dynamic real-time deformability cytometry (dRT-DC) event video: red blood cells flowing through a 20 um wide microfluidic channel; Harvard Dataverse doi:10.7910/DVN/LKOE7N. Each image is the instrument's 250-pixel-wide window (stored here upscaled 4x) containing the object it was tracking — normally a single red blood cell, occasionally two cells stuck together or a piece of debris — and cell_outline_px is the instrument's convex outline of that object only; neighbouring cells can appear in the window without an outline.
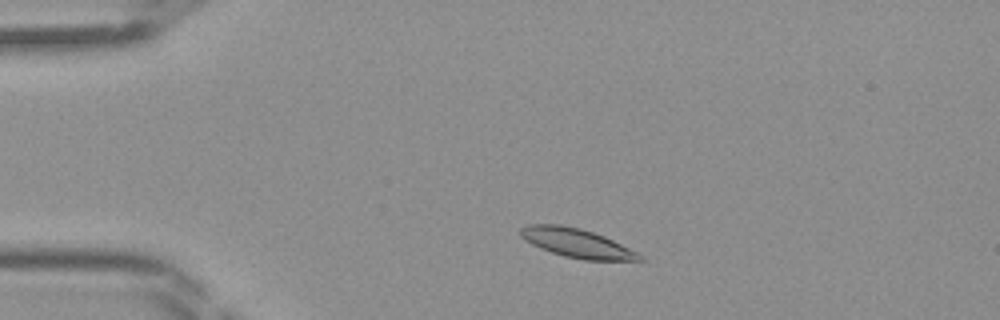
{"species": "Egyptian fruit bat (a non-hibernating species)", "species_latin": "Rousettus aegyptiacus", "temperature_condition": "room temperature", "stored_images_in_passage": 40, "camera_frame_rate_fps": 3000, "um_per_image_px": 0.085, "frame": {"image": 1, "passage_image": 5, "time_ms": 1.333, "image_size_px": [1000, 320], "cell_outline_px": [[644, 260], [584, 260], [564, 256], [540, 248], [524, 240], [520, 236], [520, 228], [528, 224], [560, 224], [580, 228], [604, 236], [644, 256]], "centroid_in_image_um": [48.98, 20.65], "position_along_channel_um": 36.0, "area_um2": 19.94}}
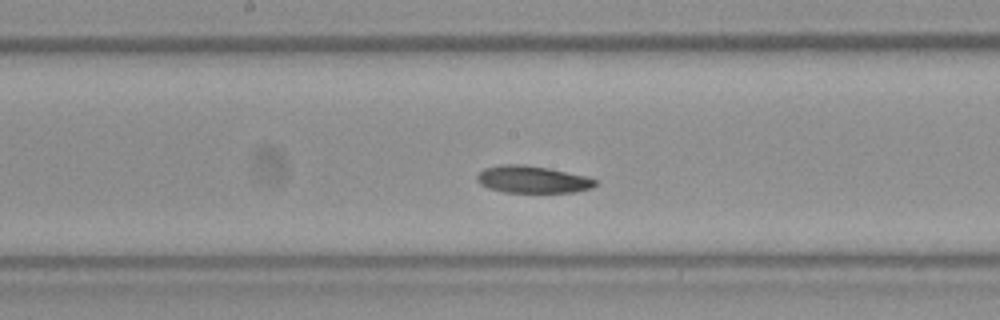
{"frame": {"image": 2, "passage_image": 19, "time_ms": 6.0, "image_size_px": [1000, 320], "cell_outline_px": [[596, 184], [592, 188], [572, 192], [504, 192], [488, 188], [480, 184], [476, 180], [476, 176], [484, 168], [500, 164], [524, 164], [548, 168], [588, 176], [596, 180]], "centroid_in_image_um": [45.24, 15.24], "position_along_channel_um": 203.0, "area_um2": 18.79}}
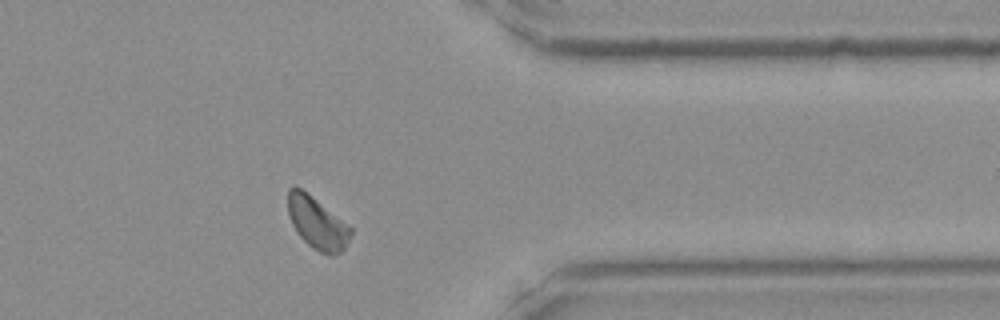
{"frame": {"image": 3, "passage_image": 32, "time_ms": 10.333, "image_size_px": [1000, 320], "cell_outline_px": [[352, 232], [344, 248], [340, 252], [332, 256], [320, 252], [312, 248], [300, 236], [292, 224], [288, 216], [288, 188], [292, 184], [296, 184], [352, 228]], "centroid_in_image_um": [26.92, 18.93], "position_along_channel_um": 384.5, "area_um2": 18.84}}